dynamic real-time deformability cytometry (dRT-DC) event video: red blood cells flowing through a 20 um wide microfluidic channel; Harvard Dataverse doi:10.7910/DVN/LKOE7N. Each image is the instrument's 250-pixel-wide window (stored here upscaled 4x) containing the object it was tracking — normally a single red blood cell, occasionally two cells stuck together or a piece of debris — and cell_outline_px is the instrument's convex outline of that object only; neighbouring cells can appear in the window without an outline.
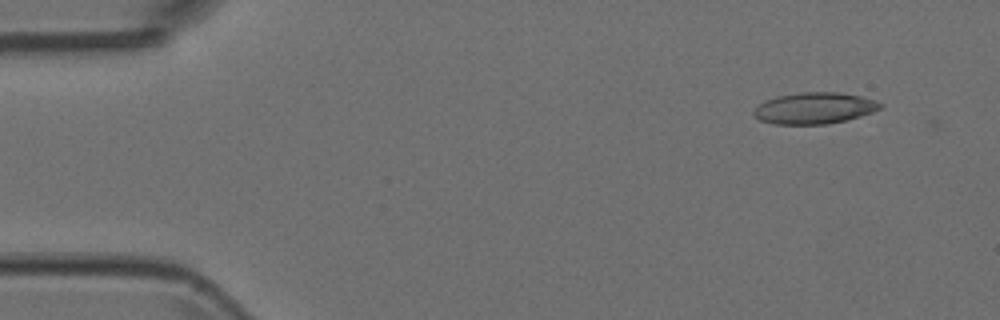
{"species": "Egyptian fruit bat (a non-hibernating species)", "species_latin": "Rousettus aegyptiacus", "temperature_condition": "room temperature", "stored_images_in_passage": 4, "camera_frame_rate_fps": 3000, "um_per_image_px": 0.085, "animal": {"sex": "female"}, "frame": {"image": 1, "passage_image": 1, "time_ms": 0.0, "image_size_px": [1000, 320], "cell_outline_px": [[884, 104], [880, 108], [872, 112], [860, 116], [828, 124], [776, 124], [760, 120], [752, 112], [764, 100], [776, 96], [800, 92], [840, 92], [860, 96], [876, 100]], "centroid_in_image_um": [69.23, 9.18], "position_along_channel_um": 15.8, "area_um2": 23.06}}
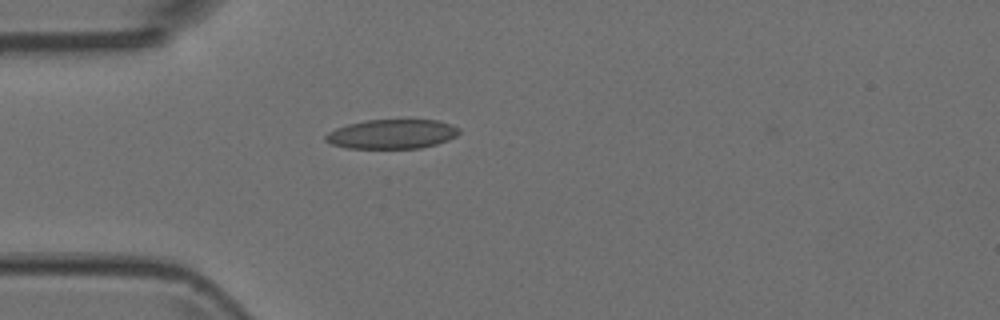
{"frame": {"image": 2, "passage_image": 4, "time_ms": 1.0, "image_size_px": [1000, 320], "cell_outline_px": [[460, 132], [456, 136], [448, 140], [436, 144], [420, 148], [348, 148], [332, 144], [324, 140], [324, 136], [328, 132], [336, 128], [348, 124], [364, 120], [440, 120], [452, 124], [460, 128]], "centroid_in_image_um": [33.33, 11.39], "position_along_channel_um": 51.7, "area_um2": 22.95}}